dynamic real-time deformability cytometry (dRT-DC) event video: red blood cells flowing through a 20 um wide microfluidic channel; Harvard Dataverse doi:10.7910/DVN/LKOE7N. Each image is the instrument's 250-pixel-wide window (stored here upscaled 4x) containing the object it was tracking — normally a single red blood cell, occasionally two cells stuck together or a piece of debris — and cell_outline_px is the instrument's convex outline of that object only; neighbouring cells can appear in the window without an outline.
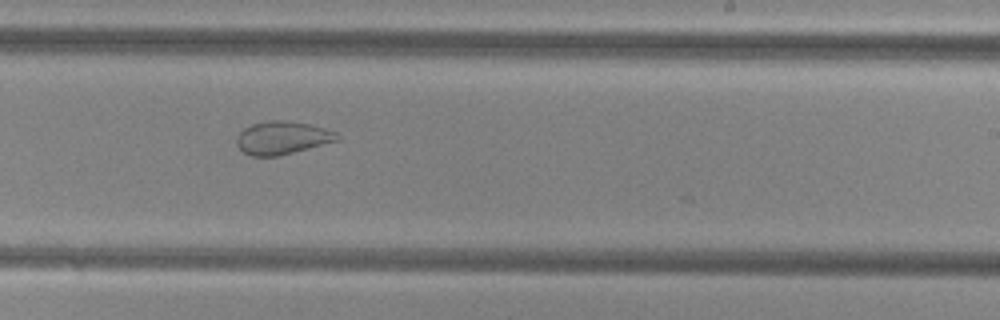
{"species": "common noctule bat (a hibernating species)", "species_latin": "Nyctalus noctula", "temperature_condition": "cold", "stored_images_in_passage": 56, "camera_frame_rate_fps": 3000, "um_per_image_px": 0.085, "animal": {"sex": "female", "body_mass_g": 29.2, "forearm_length_mm": 56.3}, "frame": {"image": 1, "passage_image": 35, "time_ms": 11.333, "image_size_px": [1000, 320], "cell_outline_px": [[340, 140], [276, 156], [252, 156], [244, 152], [236, 144], [236, 136], [244, 128], [252, 124], [268, 120], [288, 120], [308, 124], [324, 128], [336, 132]], "centroid_in_image_um": [23.97, 11.7], "position_along_channel_um": 265.0, "area_um2": 19.19}}
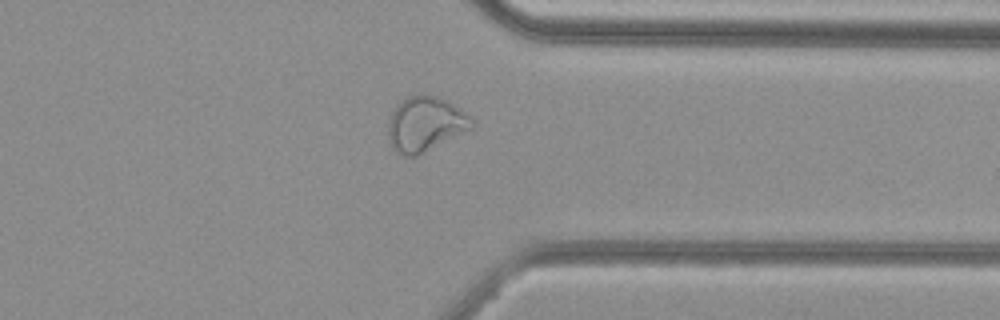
{"frame": {"image": 2, "passage_image": 44, "time_ms": 14.333, "image_size_px": [1000, 320], "cell_outline_px": [[472, 128], [416, 156], [408, 156], [396, 152], [392, 148], [388, 136], [388, 120], [396, 104], [400, 100], [408, 96], [420, 92], [436, 96], [452, 104], [464, 112], [472, 120]], "centroid_in_image_um": [36.08, 10.52], "position_along_channel_um": 375.3, "area_um2": 26.53}}
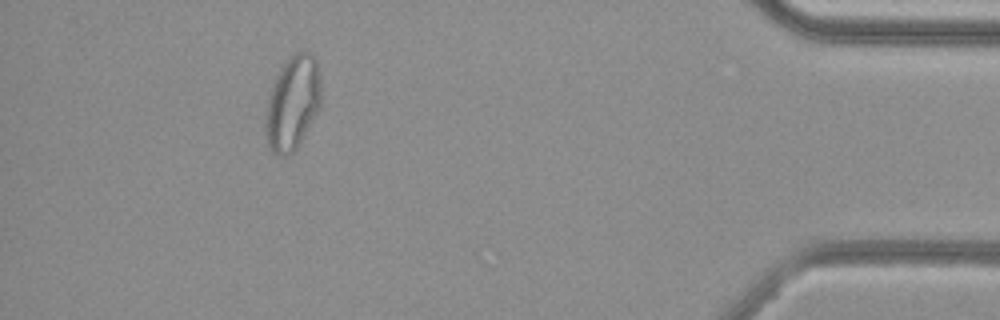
{"frame": {"image": 3, "passage_image": 51, "time_ms": 16.667, "image_size_px": [1000, 320], "cell_outline_px": [[320, 108], [296, 148], [288, 156], [276, 156], [272, 152], [268, 144], [264, 128], [264, 112], [268, 96], [272, 84], [280, 68], [288, 56], [292, 52], [312, 52], [316, 56], [320, 76]], "centroid_in_image_um": [24.84, 8.72], "position_along_channel_um": 410.4, "area_um2": 31.04}, "authors_computed_cell_mechanics": {"area_um2": 29.9115, "velocity_mm_per_s": 3.7503, "shape_relaxation_time_tau1_ms": null, "shape_relaxation_time_tau2_ms": 1.4668, "deformation_change_tau1": null, "deformation_change_tau2": 0.068}}